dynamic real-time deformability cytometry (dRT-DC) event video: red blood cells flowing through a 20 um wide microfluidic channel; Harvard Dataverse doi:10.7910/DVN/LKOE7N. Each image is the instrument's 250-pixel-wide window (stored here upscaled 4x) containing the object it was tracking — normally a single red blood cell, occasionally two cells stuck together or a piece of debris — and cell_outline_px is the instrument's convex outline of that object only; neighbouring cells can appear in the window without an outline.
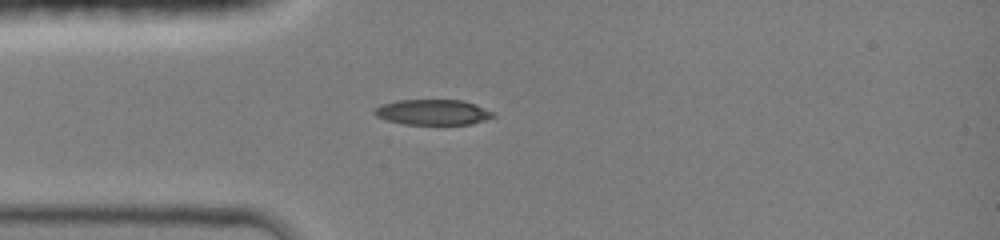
{"species": "common noctule bat (a hibernating species)", "species_latin": "Nyctalus noctula", "temperature_condition": "room temperature", "stored_images_in_passage": 35, "camera_frame_rate_fps": 3000, "um_per_image_px": 0.085, "animal": {"sex": "female", "body_mass_g": 19.0, "forearm_length_mm": 51.5}, "frame": {"image": 1, "passage_image": 1, "time_ms": 0.0, "image_size_px": [1000, 240], "cell_outline_px": [[496, 116], [472, 124], [404, 124], [388, 120], [376, 116], [372, 112], [380, 104], [396, 100], [464, 100], [476, 104], [492, 112]], "centroid_in_image_um": [36.78, 9.53], "position_along_channel_um": 48.2, "area_um2": 17.57}}
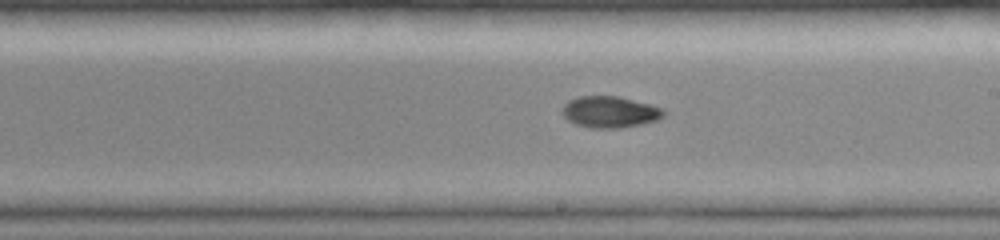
{"frame": {"image": 2, "passage_image": 15, "time_ms": 4.667, "image_size_px": [1000, 240], "cell_outline_px": [[664, 116], [656, 120], [640, 124], [620, 128], [592, 128], [576, 124], [568, 120], [560, 112], [564, 104], [568, 100], [580, 96], [616, 96], [664, 108]], "centroid_in_image_um": [51.8, 9.52], "position_along_channel_um": 237.2, "area_um2": 18.44}}
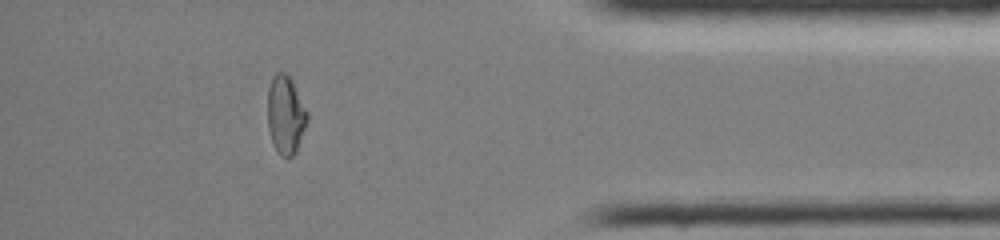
{"frame": {"image": 3, "passage_image": 29, "time_ms": 9.333, "image_size_px": [1000, 240], "cell_outline_px": [[308, 120], [296, 152], [288, 160], [280, 156], [272, 144], [268, 128], [268, 88], [272, 76], [276, 72], [284, 72], [292, 80], [308, 112]], "centroid_in_image_um": [24.27, 9.79], "position_along_channel_um": 410.9, "area_um2": 18.38}, "authors_computed_cell_mechanics": {"area_um2": 18.207, "velocity_mm_per_s": 4.2085, "shape_relaxation_time_tau1_ms": null, "shape_relaxation_time_tau2_ms": 2.8382, "deformation_change_tau1": null, "deformation_change_tau2": 0.0604}}